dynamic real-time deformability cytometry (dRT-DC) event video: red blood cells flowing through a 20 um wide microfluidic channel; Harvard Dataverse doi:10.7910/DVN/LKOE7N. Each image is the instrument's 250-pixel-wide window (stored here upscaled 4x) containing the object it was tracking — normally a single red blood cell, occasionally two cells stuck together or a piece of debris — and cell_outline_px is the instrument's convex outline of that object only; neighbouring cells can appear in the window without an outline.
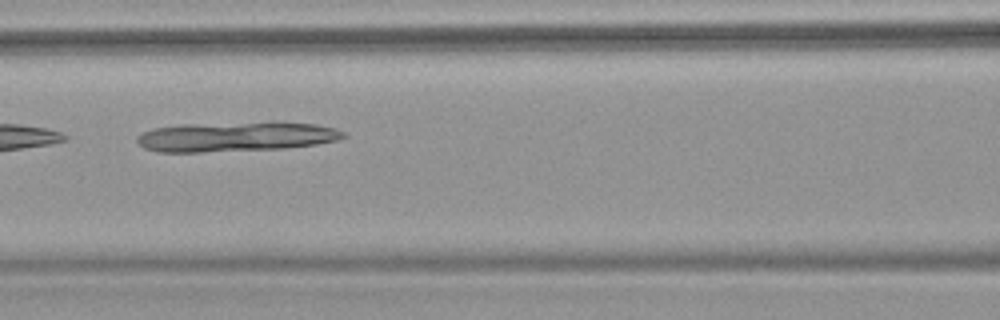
{"species": "common noctule bat (a hibernating species)", "species_latin": "Nyctalus noctula", "temperature_condition": "warm", "stored_images_in_passage": 9, "camera_frame_rate_fps": 3000, "um_per_image_px": 0.085, "animal": {"sex": "female", "body_mass_g": 18.4}, "frame": {"image": 1, "passage_image": 7, "time_ms": 7.0, "image_size_px": [1000, 320], "cell_outline_px": [[348, 136], [336, 140], [316, 144], [284, 148], [200, 152], [160, 152], [144, 148], [136, 140], [136, 136], [152, 128], [180, 124], [276, 120], [316, 124], [336, 128], [344, 132]], "centroid_in_image_um": [20.08, 11.58], "position_along_channel_um": 146.5, "area_um2": 36.65}}
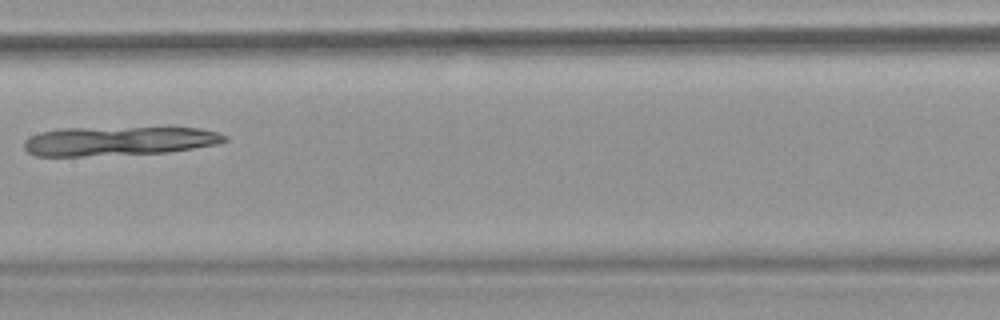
{"frame": {"image": 2, "passage_image": 8, "time_ms": 8.333, "image_size_px": [1000, 320], "cell_outline_px": [[228, 140], [216, 144], [168, 152], [80, 156], [36, 156], [28, 152], [24, 148], [24, 140], [40, 132], [60, 128], [164, 124], [200, 128], [220, 132], [228, 136]], "centroid_in_image_um": [10.2, 11.91], "position_along_channel_um": 197.2, "area_um2": 35.89}}